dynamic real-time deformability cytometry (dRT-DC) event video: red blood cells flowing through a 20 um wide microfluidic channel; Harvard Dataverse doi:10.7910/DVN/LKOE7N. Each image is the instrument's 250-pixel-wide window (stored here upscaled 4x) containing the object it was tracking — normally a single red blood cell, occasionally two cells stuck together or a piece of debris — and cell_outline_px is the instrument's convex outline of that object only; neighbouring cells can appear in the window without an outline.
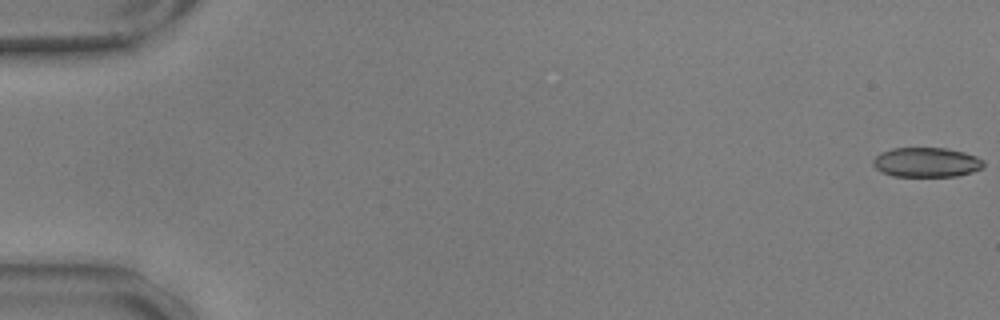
{"species": "common noctule bat (a hibernating species)", "species_latin": "Nyctalus noctula", "temperature_condition": "warm", "stored_images_in_passage": 55, "camera_frame_rate_fps": 3000, "um_per_image_px": 0.085, "animal": {"sex": "male", "body_mass_g": 17.9, "forearm_length_mm": 54.2}, "frame": {"image": 1, "passage_image": 1, "time_ms": 0.0, "image_size_px": [1000, 320], "cell_outline_px": [[984, 168], [972, 172], [956, 176], [892, 176], [880, 172], [872, 164], [872, 160], [880, 152], [892, 148], [948, 148], [964, 152], [976, 156], [984, 160]], "centroid_in_image_um": [78.74, 13.79], "position_along_channel_um": 6.3, "area_um2": 19.31}}
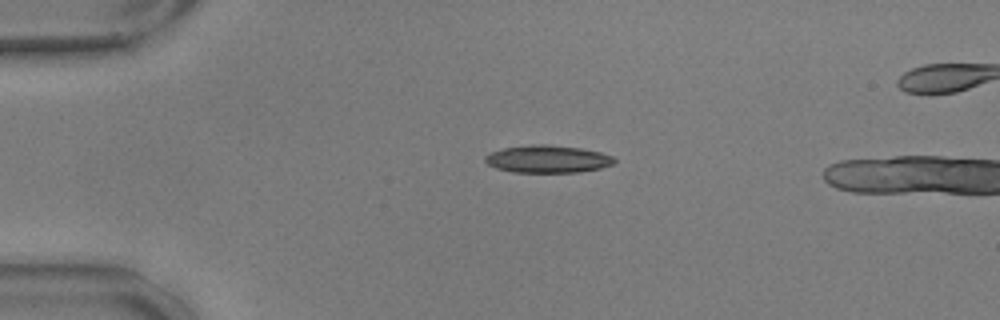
{"frame": {"image": 2, "passage_image": 14, "time_ms": 4.333, "image_size_px": [1000, 320], "cell_outline_px": [[616, 160], [612, 164], [600, 168], [580, 172], [512, 172], [496, 168], [488, 164], [484, 160], [484, 156], [492, 152], [504, 148], [532, 144], [548, 144], [580, 148], [600, 152], [612, 156]], "centroid_in_image_um": [46.54, 13.51], "position_along_channel_um": 38.5, "area_um2": 20.63}}
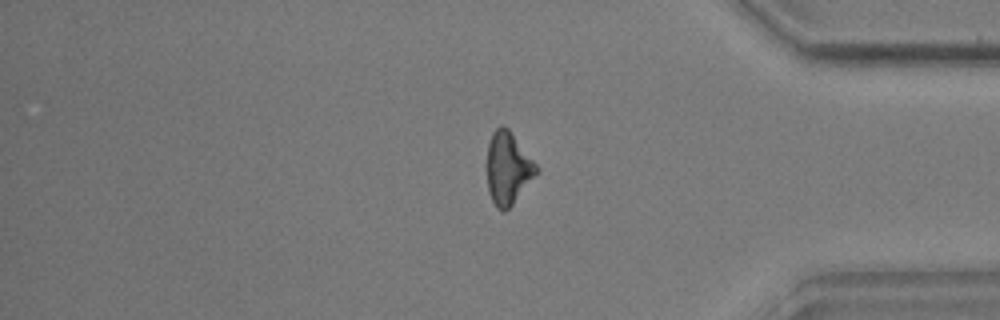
{"frame": {"image": 3, "passage_image": 48, "time_ms": 15.667, "image_size_px": [1000, 320], "cell_outline_px": [[540, 172], [512, 204], [504, 212], [496, 208], [488, 192], [484, 168], [484, 164], [488, 144], [492, 132], [500, 124], [504, 124], [508, 128], [540, 168]], "centroid_in_image_um": [43.14, 14.29], "position_along_channel_um": 392.1, "area_um2": 21.68}}